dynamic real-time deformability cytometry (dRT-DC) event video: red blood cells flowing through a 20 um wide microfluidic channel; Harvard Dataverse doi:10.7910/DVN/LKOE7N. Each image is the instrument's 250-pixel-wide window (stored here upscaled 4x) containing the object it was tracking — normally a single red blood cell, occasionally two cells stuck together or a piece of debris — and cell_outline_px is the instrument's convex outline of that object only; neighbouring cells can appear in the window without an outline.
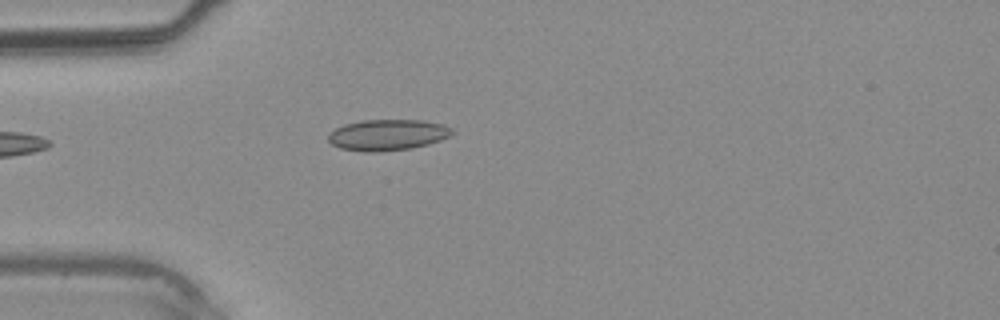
{"species": "common noctule bat (a hibernating species)", "species_latin": "Nyctalus noctula", "temperature_condition": "warm", "stored_images_in_passage": 25, "camera_frame_rate_fps": 3000, "um_per_image_px": 0.085, "animal": {"sex": "male", "body_mass_g": 20.4}, "frame": {"image": 1, "passage_image": 1, "time_ms": 0.0, "image_size_px": [1000, 320], "cell_outline_px": [[456, 132], [440, 140], [428, 144], [412, 148], [376, 152], [364, 152], [340, 148], [332, 144], [328, 140], [328, 132], [344, 124], [364, 120], [424, 120], [440, 124], [452, 128]], "centroid_in_image_um": [32.92, 11.47], "position_along_channel_um": 52.1, "area_um2": 22.43}}
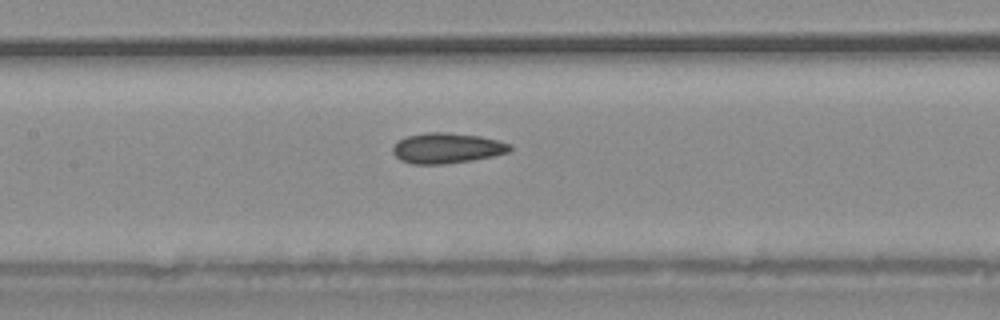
{"frame": {"image": 2, "passage_image": 8, "time_ms": 2.333, "image_size_px": [1000, 320], "cell_outline_px": [[512, 148], [508, 152], [492, 156], [472, 160], [444, 164], [412, 164], [400, 160], [392, 152], [392, 148], [400, 140], [408, 136], [424, 132], [444, 132], [480, 136], [512, 144]], "centroid_in_image_um": [37.98, 12.59], "position_along_channel_um": 169.4, "area_um2": 20.63}}
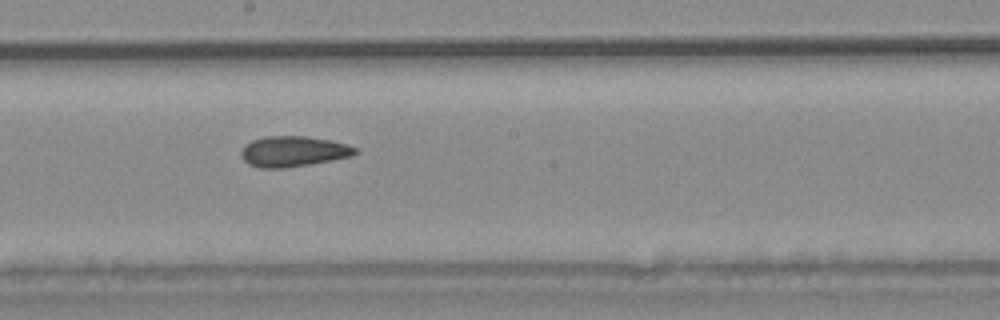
{"frame": {"image": 3, "passage_image": 11, "time_ms": 3.333, "image_size_px": [1000, 320], "cell_outline_px": [[360, 152], [352, 156], [332, 160], [284, 168], [260, 168], [248, 164], [240, 156], [240, 152], [252, 140], [268, 136], [304, 136], [332, 140], [348, 144], [356, 148]], "centroid_in_image_um": [24.96, 12.87], "position_along_channel_um": 223.2, "area_um2": 20.29}}